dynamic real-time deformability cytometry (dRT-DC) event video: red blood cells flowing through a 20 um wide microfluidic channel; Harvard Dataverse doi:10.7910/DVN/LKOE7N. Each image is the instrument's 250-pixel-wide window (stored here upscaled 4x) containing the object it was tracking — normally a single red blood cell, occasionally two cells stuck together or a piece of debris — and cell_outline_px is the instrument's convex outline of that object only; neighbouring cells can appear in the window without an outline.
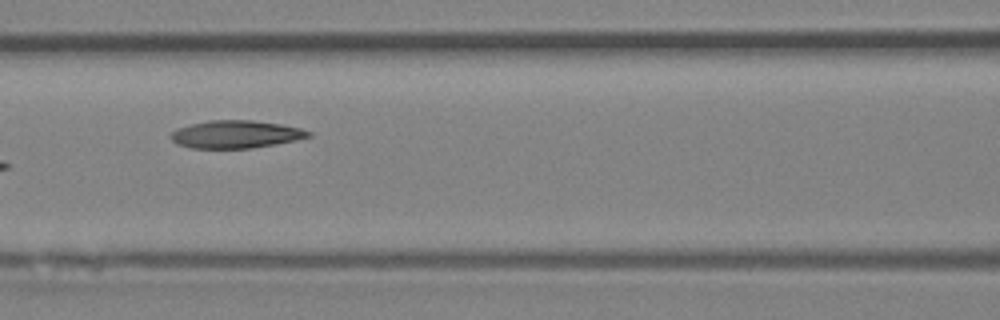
{"species": "Egyptian fruit bat (a non-hibernating species)", "species_latin": "Rousettus aegyptiacus", "temperature_condition": "room temperature", "stored_images_in_passage": 7, "camera_frame_rate_fps": 3000, "um_per_image_px": 0.085, "animal": {"sex": "female"}, "frame": {"image": 1, "passage_image": 7, "time_ms": 7.0, "image_size_px": [1000, 320], "cell_outline_px": [[312, 136], [296, 140], [276, 144], [252, 148], [188, 148], [176, 144], [172, 140], [172, 132], [176, 128], [208, 120], [252, 120], [280, 124], [300, 128], [312, 132]], "centroid_in_image_um": [20.05, 11.42], "position_along_channel_um": 146.6, "area_um2": 22.25}}